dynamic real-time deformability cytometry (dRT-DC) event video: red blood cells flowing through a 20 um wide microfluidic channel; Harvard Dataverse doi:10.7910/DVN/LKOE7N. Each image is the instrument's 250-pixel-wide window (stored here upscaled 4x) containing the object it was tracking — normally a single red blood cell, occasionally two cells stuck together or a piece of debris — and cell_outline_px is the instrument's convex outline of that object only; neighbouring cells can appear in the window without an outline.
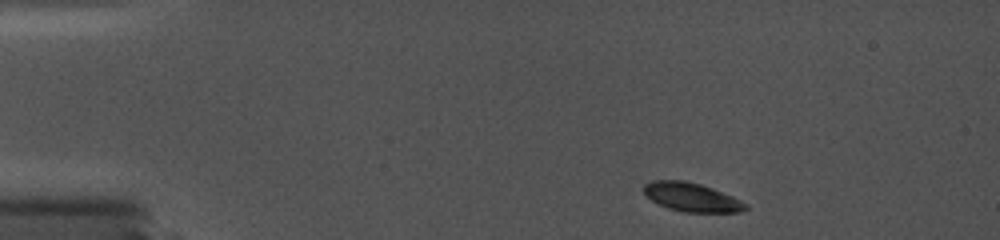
{"species": "common noctule bat (a hibernating species)", "species_latin": "Nyctalus noctula", "temperature_condition": "cold", "stored_images_in_passage": 7, "camera_frame_rate_fps": 5000, "um_per_image_px": 0.085, "animal": {"sex": "female", "body_mass_g": 19.0, "forearm_length_mm": 56.7}, "frame": {"image": 1, "passage_image": 1, "time_ms": 0.0, "image_size_px": [1000, 240], "cell_outline_px": [[748, 208], [740, 212], [684, 212], [668, 208], [652, 200], [644, 192], [644, 184], [652, 180], [684, 180], [700, 184], [712, 188], [732, 196], [748, 204]], "centroid_in_image_um": [58.8, 16.76], "position_along_channel_um": 26.2, "area_um2": 16.94}}